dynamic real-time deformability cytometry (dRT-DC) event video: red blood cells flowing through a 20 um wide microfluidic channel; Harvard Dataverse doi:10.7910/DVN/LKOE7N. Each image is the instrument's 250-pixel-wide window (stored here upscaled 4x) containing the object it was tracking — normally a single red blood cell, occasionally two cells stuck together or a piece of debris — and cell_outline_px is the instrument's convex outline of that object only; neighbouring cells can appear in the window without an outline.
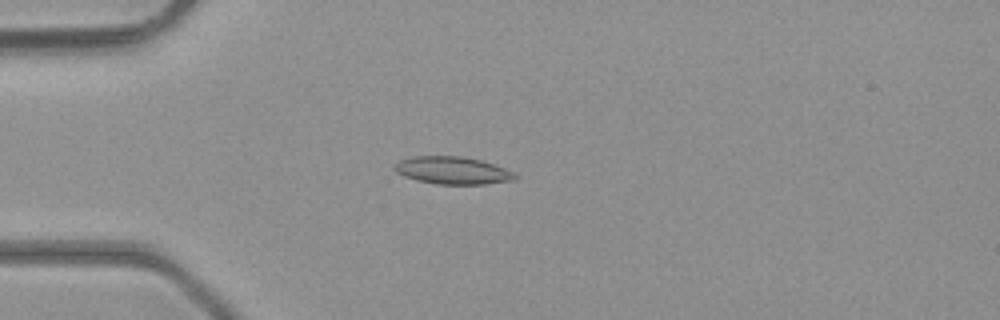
{"species": "common noctule bat (a hibernating species)", "species_latin": "Nyctalus noctula", "temperature_condition": "room temperature", "stored_images_in_passage": 46, "camera_frame_rate_fps": 3000, "um_per_image_px": 0.085, "animal": {"sex": "male", "body_mass_g": 23.1, "forearm_length_mm": 52.7}, "frame": {"image": 1, "passage_image": 12, "time_ms": 3.667, "image_size_px": [1000, 320], "cell_outline_px": [[516, 180], [484, 184], [436, 184], [416, 180], [404, 176], [396, 172], [392, 168], [392, 164], [400, 160], [412, 156], [460, 156], [480, 160], [504, 168], [512, 172], [516, 176]], "centroid_in_image_um": [38.4, 14.49], "position_along_channel_um": 46.6, "area_um2": 19.31}}
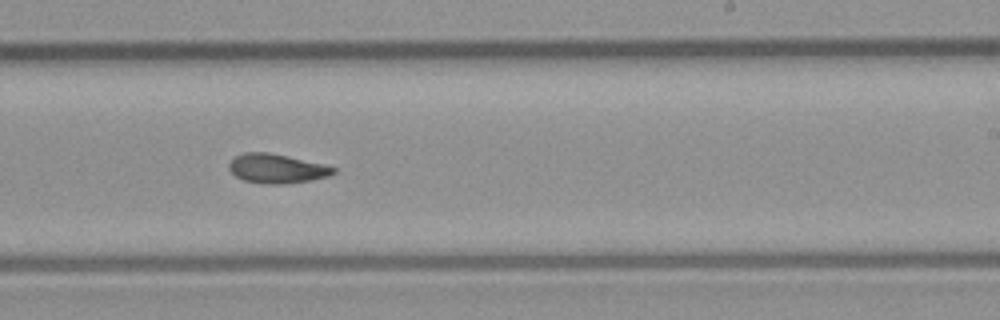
{"frame": {"image": 2, "passage_image": 28, "time_ms": 9.0, "image_size_px": [1000, 320], "cell_outline_px": [[336, 172], [328, 176], [312, 180], [284, 184], [264, 184], [244, 180], [236, 176], [228, 168], [228, 164], [236, 156], [244, 152], [268, 152], [324, 164], [336, 168]], "centroid_in_image_um": [23.53, 14.33], "position_along_channel_um": 265.5, "area_um2": 17.74}}
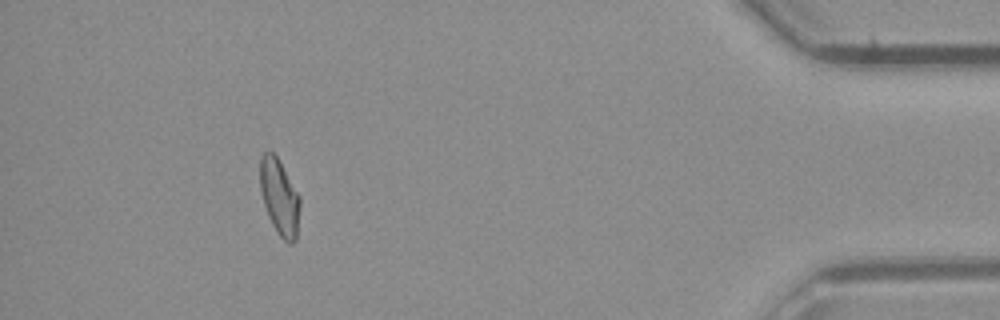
{"frame": {"image": 3, "passage_image": 42, "time_ms": 13.667, "image_size_px": [1000, 320], "cell_outline_px": [[300, 208], [296, 240], [292, 244], [288, 244], [276, 232], [268, 216], [260, 192], [260, 156], [264, 152], [272, 152], [276, 156], [300, 196]], "centroid_in_image_um": [23.75, 16.79], "position_along_channel_um": 411.4, "area_um2": 17.69}, "authors_computed_cell_mechanics": {"area_um2": 17.8313, "velocity_mm_per_s": 4.4362, "shape_relaxation_time_tau1_ms": 11.2836, "shape_relaxation_time_tau2_ms": 2.9932, "deformation_change_tau1": 0.2291, "deformation_change_tau2": 0.0935}}